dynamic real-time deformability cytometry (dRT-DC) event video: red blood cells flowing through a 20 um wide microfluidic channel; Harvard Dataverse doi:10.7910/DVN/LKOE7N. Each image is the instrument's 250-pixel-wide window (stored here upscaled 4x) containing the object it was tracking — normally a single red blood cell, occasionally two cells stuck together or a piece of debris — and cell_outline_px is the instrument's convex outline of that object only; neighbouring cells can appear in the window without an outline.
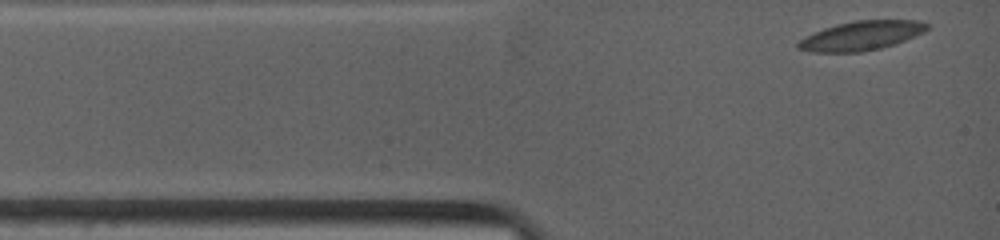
{"species": "common noctule bat (a hibernating species)", "species_latin": "Nyctalus noctula", "temperature_condition": "warm", "stored_images_in_passage": 5, "camera_frame_rate_fps": 4500, "um_per_image_px": 0.085, "animal": {"sex": "female", "body_mass_g": 19.0, "forearm_length_mm": 53.3}, "frame": {"image": 1, "passage_image": 1, "time_ms": 0.0, "image_size_px": [1000, 240], "cell_outline_px": [[928, 28], [924, 32], [904, 40], [880, 48], [860, 52], [812, 52], [796, 48], [796, 44], [800, 40], [824, 28], [836, 24], [856, 20], [920, 20], [928, 24]], "centroid_in_image_um": [73.21, 3.03], "position_along_channel_um": 11.8, "area_um2": 21.68}}
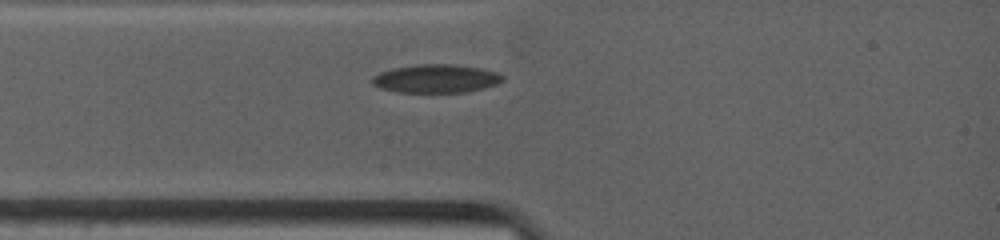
{"frame": {"image": 2, "passage_image": 5, "time_ms": 2.0, "image_size_px": [1000, 240], "cell_outline_px": [[504, 80], [496, 84], [484, 88], [464, 92], [396, 92], [380, 88], [372, 84], [368, 80], [372, 76], [380, 72], [392, 68], [420, 64], [456, 64], [480, 68], [496, 72], [504, 76]], "centroid_in_image_um": [37.02, 6.68], "position_along_channel_um": 48.0, "area_um2": 21.73}}